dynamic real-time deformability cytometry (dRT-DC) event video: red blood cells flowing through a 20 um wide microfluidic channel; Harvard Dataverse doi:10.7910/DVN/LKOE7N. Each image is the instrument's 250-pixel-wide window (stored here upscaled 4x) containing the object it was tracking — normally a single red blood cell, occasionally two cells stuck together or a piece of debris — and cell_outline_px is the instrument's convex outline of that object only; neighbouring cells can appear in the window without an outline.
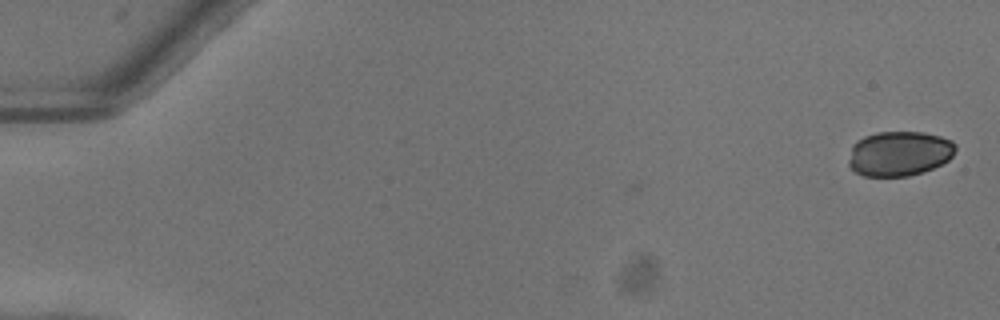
{"species": "common noctule bat (a hibernating species)", "species_latin": "Nyctalus noctula", "temperature_condition": "warm", "stored_images_in_passage": 2, "camera_frame_rate_fps": 3000, "um_per_image_px": 0.085, "animal": {"sex": "female"}, "frame": {"image": 1, "passage_image": 2, "time_ms": 0.333, "image_size_px": [1000, 320], "cell_outline_px": [[956, 148], [952, 156], [948, 160], [932, 168], [908, 176], [864, 176], [856, 172], [848, 164], [848, 160], [852, 144], [856, 140], [864, 136], [876, 132], [924, 132], [940, 136], [952, 140], [956, 144]], "centroid_in_image_um": [76.42, 13.03], "position_along_channel_um": 8.6, "area_um2": 28.03}}